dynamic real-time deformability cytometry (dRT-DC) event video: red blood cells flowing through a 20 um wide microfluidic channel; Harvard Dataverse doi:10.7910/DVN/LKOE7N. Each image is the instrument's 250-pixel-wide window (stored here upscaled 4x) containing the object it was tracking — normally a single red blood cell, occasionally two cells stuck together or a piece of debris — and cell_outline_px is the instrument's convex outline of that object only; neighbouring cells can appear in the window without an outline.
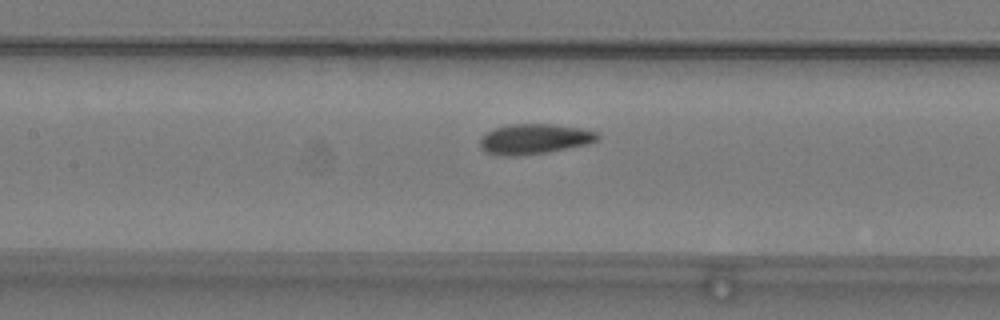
{"species": "common noctule bat (a hibernating species)", "species_latin": "Nyctalus noctula", "temperature_condition": "warm", "stored_images_in_passage": 33, "camera_frame_rate_fps": 3000, "um_per_image_px": 0.085, "animal": {"sex": "male", "body_mass_g": 19.2, "forearm_length_mm": 51.8}, "frame": {"image": 1, "passage_image": 11, "time_ms": 3.333, "image_size_px": [1000, 320], "cell_outline_px": [[600, 140], [588, 144], [548, 152], [516, 156], [500, 156], [488, 152], [480, 148], [480, 140], [488, 132], [496, 128], [512, 124], [552, 124], [580, 128], [596, 132], [600, 136]], "centroid_in_image_um": [45.46, 11.82], "position_along_channel_um": 161.9, "area_um2": 20.58}}
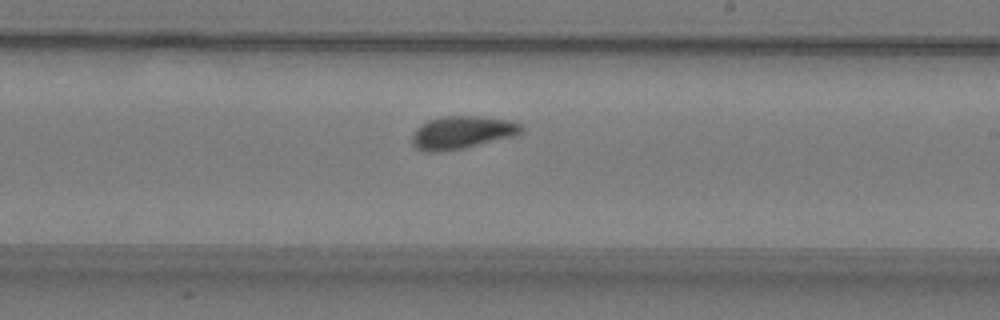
{"frame": {"image": 2, "passage_image": 18, "time_ms": 5.667, "image_size_px": [1000, 320], "cell_outline_px": [[524, 132], [516, 136], [464, 148], [440, 152], [428, 152], [416, 148], [412, 144], [412, 132], [420, 124], [428, 120], [440, 116], [484, 116], [512, 120], [520, 124], [524, 128]], "centroid_in_image_um": [39.29, 11.25], "position_along_channel_um": 249.7, "area_um2": 21.39}}
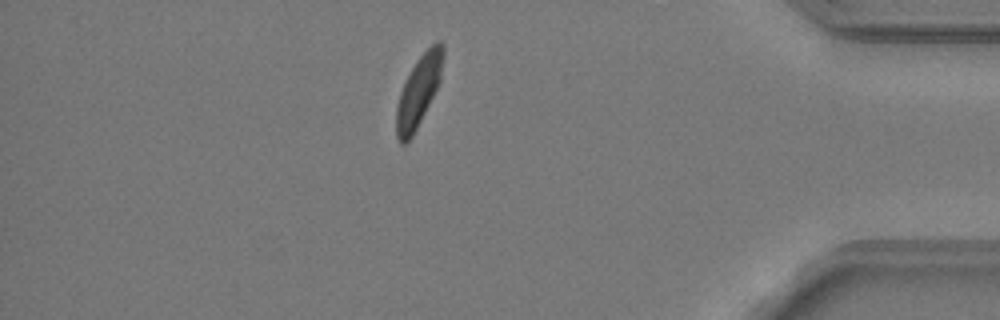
{"frame": {"image": 3, "passage_image": 33, "time_ms": 10.667, "image_size_px": [1000, 320], "cell_outline_px": [[444, 56], [440, 80], [412, 136], [404, 144], [400, 144], [396, 136], [396, 108], [400, 92], [416, 60], [436, 40], [440, 40], [444, 44]], "centroid_in_image_um": [35.58, 7.7], "position_along_channel_um": 399.6, "area_um2": 18.84}, "authors_computed_cell_mechanics": {"area_um2": 20.4612, "velocity_mm_per_s": 3.7754, "shape_relaxation_time_tau1_ms": 4.5049, "shape_relaxation_time_tau2_ms": 1.2133, "deformation_change_tau1": 0.1326, "deformation_change_tau2": 0.0568}}